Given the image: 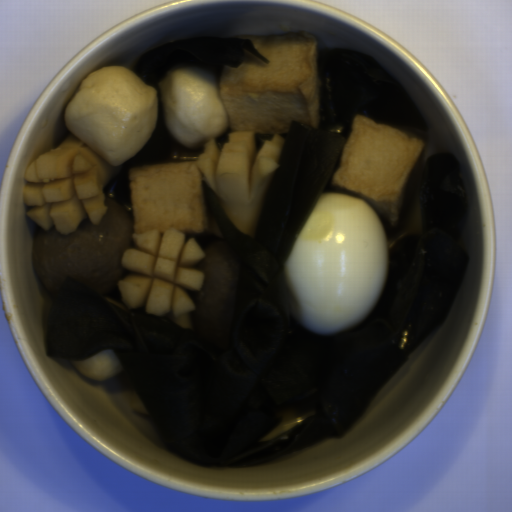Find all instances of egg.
Instances as JSON below:
<instances>
[{
    "instance_id": "d2b9013d",
    "label": "egg",
    "mask_w": 512,
    "mask_h": 512,
    "mask_svg": "<svg viewBox=\"0 0 512 512\" xmlns=\"http://www.w3.org/2000/svg\"><path fill=\"white\" fill-rule=\"evenodd\" d=\"M388 274V242L370 202L347 193H321L286 256L289 310L318 336L341 334L364 323Z\"/></svg>"
}]
</instances>
